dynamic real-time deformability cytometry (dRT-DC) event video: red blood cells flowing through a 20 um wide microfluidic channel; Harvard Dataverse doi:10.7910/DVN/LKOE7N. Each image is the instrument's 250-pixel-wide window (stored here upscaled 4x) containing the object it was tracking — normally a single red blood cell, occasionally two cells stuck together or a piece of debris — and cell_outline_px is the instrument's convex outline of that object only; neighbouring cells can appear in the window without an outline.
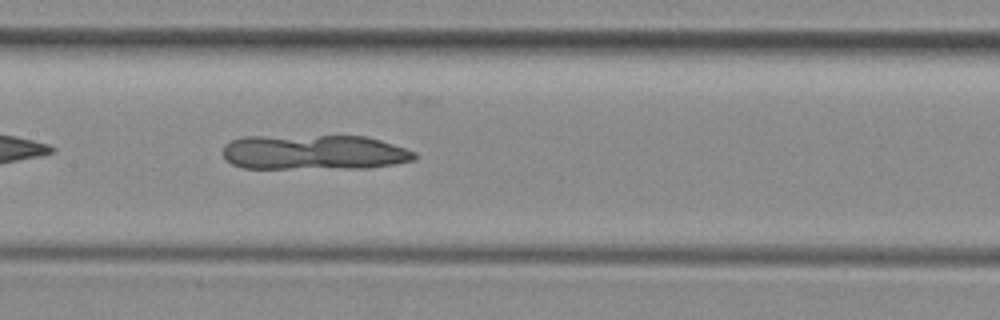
{"species": "common noctule bat (a hibernating species)", "species_latin": "Nyctalus noctula", "temperature_condition": "room temperature", "stored_images_in_passage": 49, "camera_frame_rate_fps": 3000, "um_per_image_px": 0.085, "animal": {"sex": "female", "body_mass_g": 29.2, "forearm_length_mm": 56.3}, "frame": {"image": 1, "passage_image": 24, "time_ms": 7.667, "image_size_px": [1000, 320], "cell_outline_px": [[416, 160], [368, 168], [244, 168], [232, 164], [224, 160], [220, 152], [232, 140], [244, 136], [364, 136], [380, 140], [416, 152]], "centroid_in_image_um": [26.66, 12.95], "position_along_channel_um": 180.7, "area_um2": 39.19}}
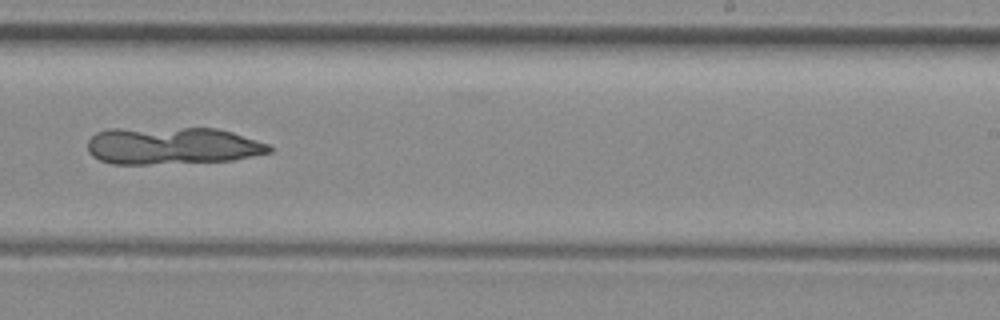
{"frame": {"image": 2, "passage_image": 31, "time_ms": 10.0, "image_size_px": [1000, 320], "cell_outline_px": [[272, 152], [232, 160], [148, 164], [112, 164], [100, 160], [92, 156], [88, 152], [88, 140], [96, 132], [108, 128], [216, 128], [232, 132], [268, 144], [272, 148]], "centroid_in_image_um": [14.59, 12.38], "position_along_channel_um": 274.4, "area_um2": 39.54}}
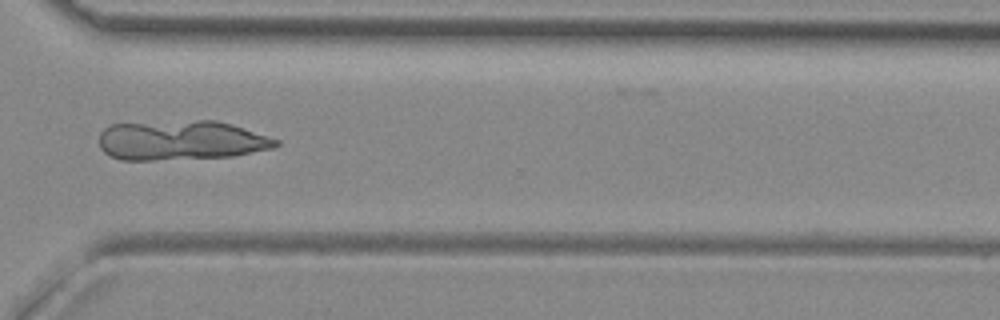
{"frame": {"image": 3, "passage_image": 37, "time_ms": 12.0, "image_size_px": [1000, 320], "cell_outline_px": [[280, 144], [272, 148], [232, 156], [152, 160], [120, 160], [104, 152], [100, 148], [100, 132], [104, 128], [112, 124], [200, 120], [216, 120], [232, 124], [280, 140]], "centroid_in_image_um": [15.39, 11.93], "position_along_channel_um": 355.2, "area_um2": 40.69}}